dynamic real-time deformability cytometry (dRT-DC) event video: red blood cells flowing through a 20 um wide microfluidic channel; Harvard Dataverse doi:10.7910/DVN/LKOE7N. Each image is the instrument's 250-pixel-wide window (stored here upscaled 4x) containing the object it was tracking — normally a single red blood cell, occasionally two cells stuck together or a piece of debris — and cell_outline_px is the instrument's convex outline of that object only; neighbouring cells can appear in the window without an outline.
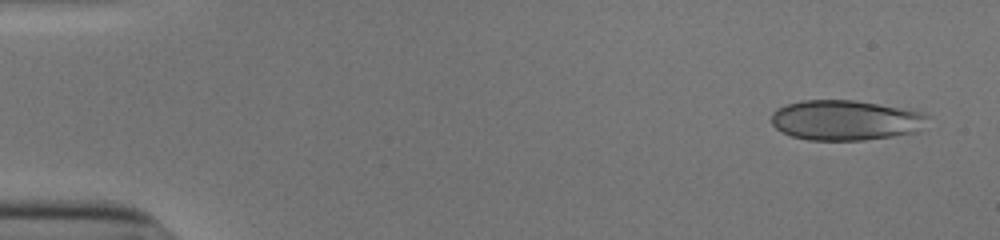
{"species": "human", "species_latin": "Homo sapiens", "temperature_condition": "cold", "stored_images_in_passage": 51, "camera_frame_rate_fps": 3000, "um_per_image_px": 0.085, "donor": {"sex": "male"}, "frame": {"image": 1, "passage_image": 2, "time_ms": 0.333, "image_size_px": [1000, 240], "cell_outline_px": [[928, 116], [916, 132], [892, 136], [864, 140], [808, 140], [792, 136], [776, 128], [772, 124], [772, 112], [776, 108], [788, 104], [804, 100], [852, 100], [924, 112]], "centroid_in_image_um": [71.82, 10.22], "position_along_channel_um": 13.2, "area_um2": 36.13}}
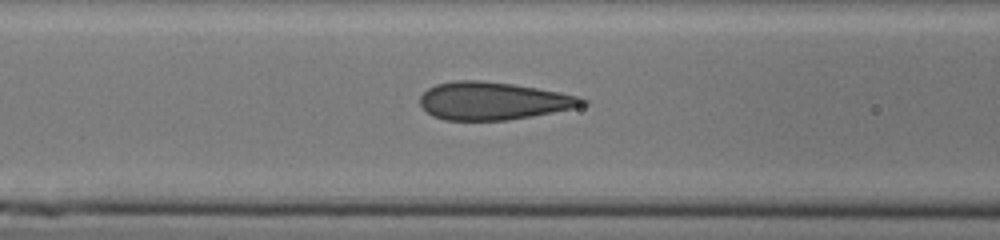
{"frame": {"image": 2, "passage_image": 21, "time_ms": 6.667, "image_size_px": [1000, 240], "cell_outline_px": [[588, 104], [572, 108], [532, 116], [508, 120], [444, 120], [432, 116], [420, 104], [420, 96], [428, 88], [436, 84], [456, 80], [480, 80], [512, 84], [560, 92], [580, 96], [588, 100]], "centroid_in_image_um": [41.92, 8.57], "position_along_channel_um": 124.7, "area_um2": 35.6}}
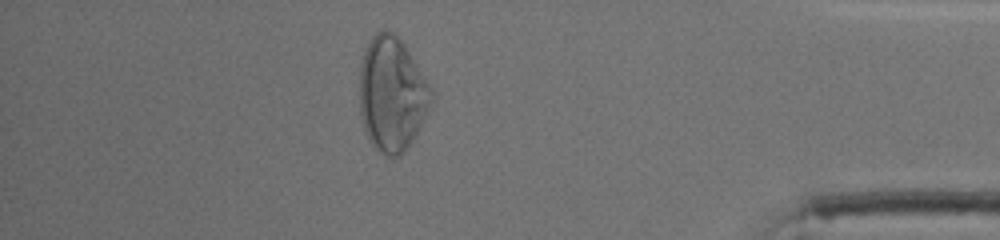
{"frame": {"image": 3, "passage_image": 45, "time_ms": 14.667, "image_size_px": [1000, 240], "cell_outline_px": [[432, 104], [412, 140], [404, 152], [400, 156], [384, 156], [368, 140], [364, 128], [360, 112], [360, 64], [364, 48], [372, 36], [376, 32], [388, 28], [404, 44], [432, 88]], "centroid_in_image_um": [33.3, 7.99], "position_along_channel_um": 401.9, "area_um2": 47.86}, "authors_computed_cell_mechanics": {"area_um2": 36.125, "velocity_mm_per_s": 3.9214, "shape_relaxation_time_tau1_ms": 7.3403, "shape_relaxation_time_tau2_ms": null, "deformation_change_tau1": 0.2221, "deformation_change_tau2": null}}